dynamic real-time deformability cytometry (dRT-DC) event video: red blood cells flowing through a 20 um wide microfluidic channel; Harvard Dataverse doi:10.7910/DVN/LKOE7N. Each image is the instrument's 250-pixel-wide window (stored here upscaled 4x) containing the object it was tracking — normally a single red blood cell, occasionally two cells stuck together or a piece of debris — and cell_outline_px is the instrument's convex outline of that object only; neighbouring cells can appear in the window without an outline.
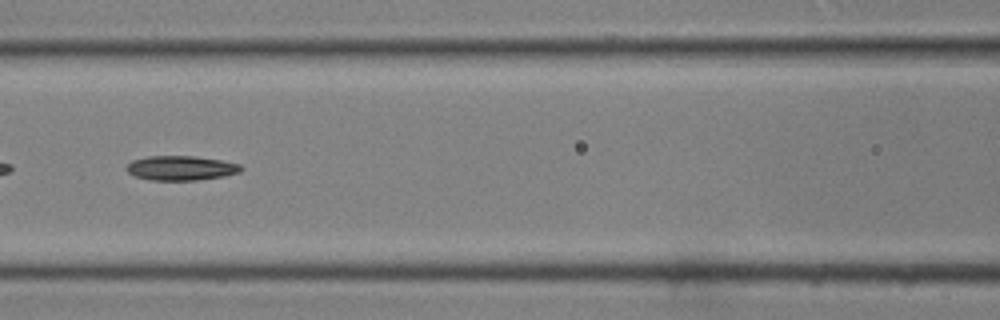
{"species": "common noctule bat (a hibernating species)", "species_latin": "Nyctalus noctula", "temperature_condition": "room temperature", "stored_images_in_passage": 41, "camera_frame_rate_fps": 3000, "um_per_image_px": 0.085, "animal": {"sex": "male", "body_mass_g": 19.0, "forearm_length_mm": 50.8}, "frame": {"image": 1, "passage_image": 18, "time_ms": 5.667, "image_size_px": [1000, 320], "cell_outline_px": [[244, 168], [240, 172], [224, 176], [196, 180], [148, 180], [136, 176], [128, 172], [128, 164], [132, 160], [148, 156], [192, 156], [220, 160], [240, 164]], "centroid_in_image_um": [15.4, 14.28], "position_along_channel_um": 151.2, "area_um2": 16.24}}